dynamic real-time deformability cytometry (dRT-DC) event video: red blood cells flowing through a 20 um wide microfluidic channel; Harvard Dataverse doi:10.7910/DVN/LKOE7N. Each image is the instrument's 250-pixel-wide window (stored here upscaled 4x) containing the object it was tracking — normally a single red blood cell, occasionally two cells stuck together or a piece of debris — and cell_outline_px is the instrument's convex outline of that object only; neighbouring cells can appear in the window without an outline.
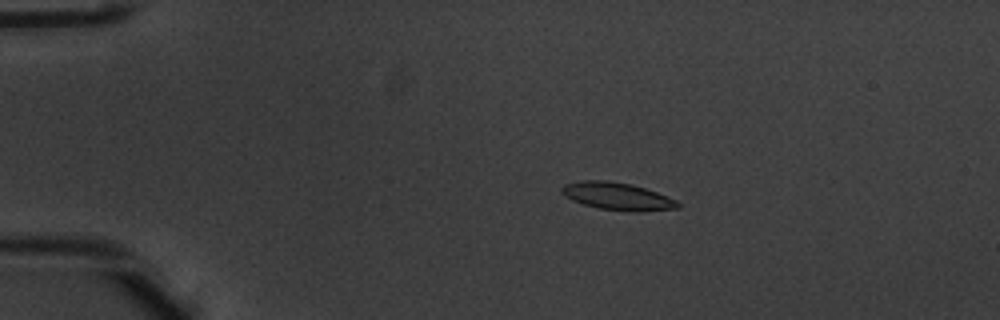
{"species": "common noctule bat (a hibernating species)", "species_latin": "Nyctalus noctula", "temperature_condition": "warm", "stored_images_in_passage": 52, "camera_frame_rate_fps": 3000, "um_per_image_px": 0.085, "animal": {"sex": "male", "body_mass_g": 20.1, "forearm_length_mm": 53.5}, "frame": {"image": 1, "passage_image": 11, "time_ms": 3.333, "image_size_px": [1000, 320], "cell_outline_px": [[680, 208], [640, 212], [632, 212], [600, 208], [584, 204], [572, 200], [564, 196], [560, 188], [564, 184], [580, 180], [608, 180], [628, 184], [644, 188], [668, 196], [676, 200], [680, 204]], "centroid_in_image_um": [52.48, 16.68], "position_along_channel_um": 32.5, "area_um2": 18.61}}
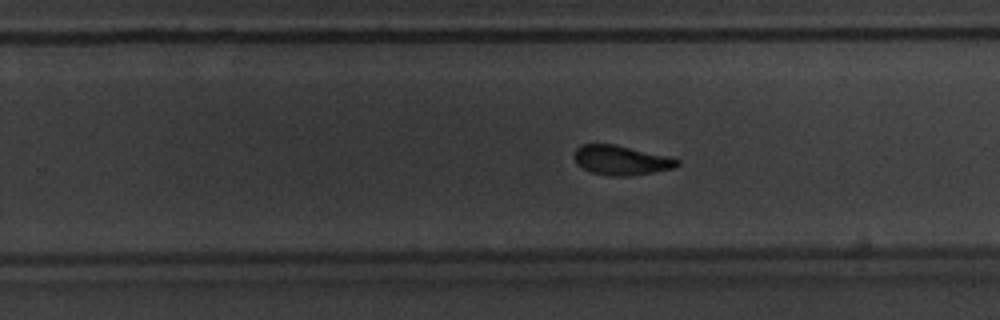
{"frame": {"image": 2, "passage_image": 34, "time_ms": 11.0, "image_size_px": [1000, 320], "cell_outline_px": [[680, 164], [676, 168], [632, 176], [612, 176], [592, 172], [576, 164], [572, 156], [576, 148], [580, 144], [612, 144], [668, 156], [680, 160]], "centroid_in_image_um": [52.79, 13.62], "position_along_channel_um": 277.0, "area_um2": 17.8}}
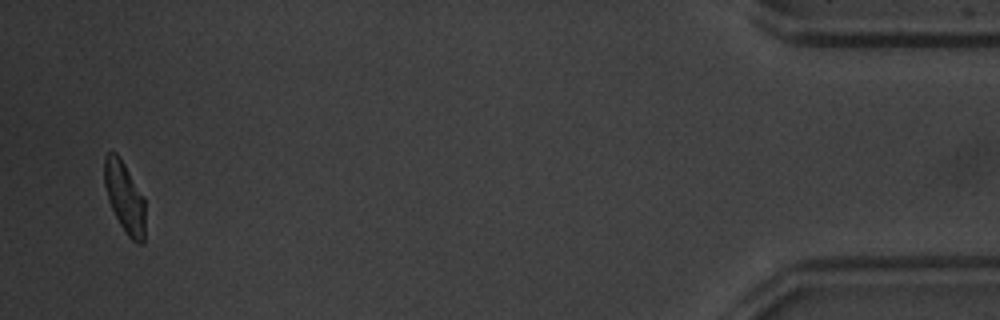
{"frame": {"image": 3, "passage_image": 51, "time_ms": 16.667, "image_size_px": [1000, 320], "cell_outline_px": [[144, 244], [136, 244], [128, 236], [120, 224], [108, 200], [104, 184], [104, 156], [108, 152], [116, 152], [124, 164], [144, 196]], "centroid_in_image_um": [10.59, 16.77], "position_along_channel_um": 424.6, "area_um2": 16.82}, "authors_computed_cell_mechanics": {"area_um2": 18.0047, "velocity_mm_per_s": 3.9509, "shape_relaxation_time_tau1_ms": 3.6107, "shape_relaxation_time_tau2_ms": 2.3264, "deformation_change_tau1": 0.1383, "deformation_change_tau2": 0.095}}